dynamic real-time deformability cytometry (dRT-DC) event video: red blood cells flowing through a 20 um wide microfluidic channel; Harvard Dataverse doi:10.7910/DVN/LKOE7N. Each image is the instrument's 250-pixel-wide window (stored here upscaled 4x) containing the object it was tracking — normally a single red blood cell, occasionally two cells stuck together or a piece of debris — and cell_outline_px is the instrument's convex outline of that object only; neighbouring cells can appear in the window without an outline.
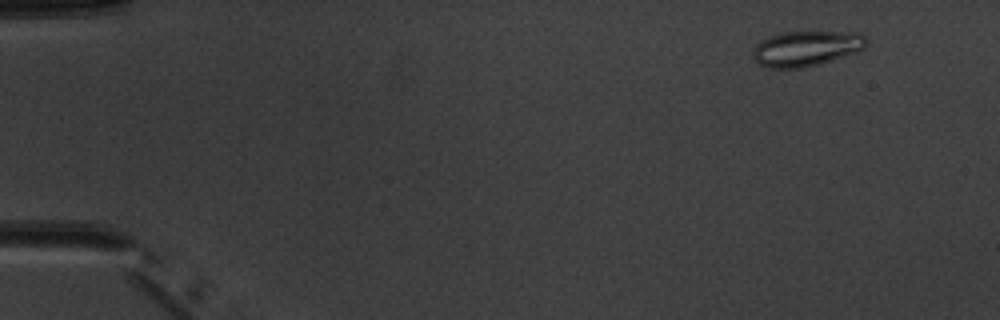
{"species": "common noctule bat (a hibernating species)", "species_latin": "Nyctalus noctula", "temperature_condition": "warm", "stored_images_in_passage": 4, "camera_frame_rate_fps": 3000, "um_per_image_px": 0.085, "animal": {"sex": "male", "body_mass_g": 20.1, "forearm_length_mm": 53.5}, "frame": {"image": 1, "passage_image": 2, "time_ms": 1.333, "image_size_px": [1000, 320], "cell_outline_px": [[868, 44], [864, 48], [856, 52], [832, 60], [804, 68], [768, 68], [760, 64], [752, 56], [752, 52], [756, 44], [760, 40], [784, 32], [860, 32], [868, 40]], "centroid_in_image_um": [68.55, 4.12], "position_along_channel_um": 16.5, "area_um2": 23.35}}